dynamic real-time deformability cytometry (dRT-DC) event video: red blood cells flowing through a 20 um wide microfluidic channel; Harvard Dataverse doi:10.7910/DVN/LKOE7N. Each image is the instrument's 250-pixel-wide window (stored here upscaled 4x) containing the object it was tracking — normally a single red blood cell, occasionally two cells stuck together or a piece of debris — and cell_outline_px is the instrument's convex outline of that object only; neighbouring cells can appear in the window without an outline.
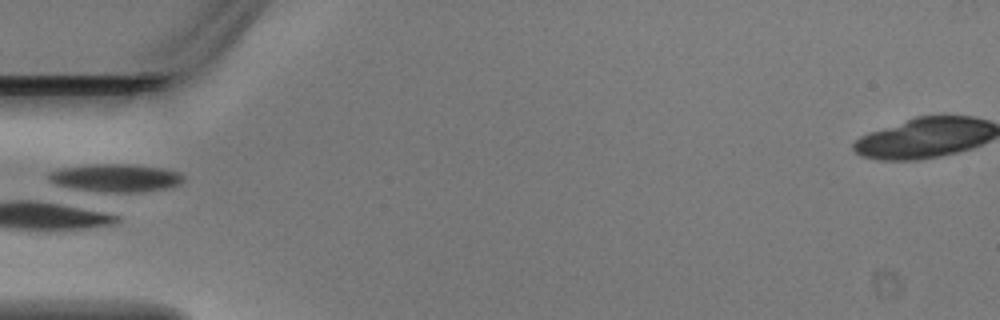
{"species": "Egyptian fruit bat (a non-hibernating species)", "species_latin": "Rousettus aegyptiacus", "temperature_condition": "warm", "stored_images_in_passage": 3, "camera_frame_rate_fps": 3000, "um_per_image_px": 0.085, "animal": {"sex": "male"}, "frame": {"image": 1, "passage_image": 3, "time_ms": 0.667, "image_size_px": [1000, 320], "cell_outline_px": [[184, 180], [180, 184], [164, 188], [140, 192], [112, 192], [76, 188], [60, 184], [48, 180], [48, 172], [60, 168], [92, 164], [128, 164], [164, 168], [180, 172], [184, 176]], "centroid_in_image_um": [9.89, 15.1], "position_along_channel_um": 75.1, "area_um2": 21.62}}